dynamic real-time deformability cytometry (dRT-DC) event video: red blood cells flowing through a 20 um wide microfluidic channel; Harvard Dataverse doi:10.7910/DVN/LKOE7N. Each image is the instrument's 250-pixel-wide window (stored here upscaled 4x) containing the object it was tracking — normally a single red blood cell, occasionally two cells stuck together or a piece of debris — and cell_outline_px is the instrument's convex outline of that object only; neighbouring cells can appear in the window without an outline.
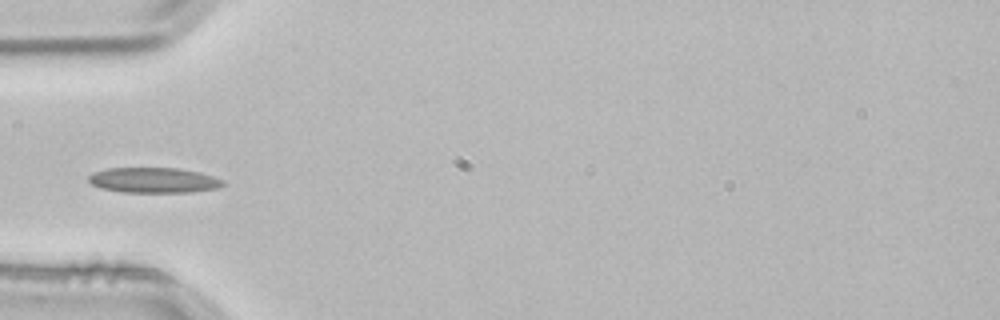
{"species": "common noctule bat (a hibernating species)", "species_latin": "Nyctalus noctula", "temperature_condition": "room temperature", "stored_images_in_passage": 2, "camera_frame_rate_fps": 3000, "um_per_image_px": 0.085, "animal": {"sex": "male", "body_mass_g": 21.5, "forearm_length_mm": 52.0}, "frame": {"image": 1, "passage_image": 2, "time_ms": 0.333, "image_size_px": [1000, 320], "cell_outline_px": [[228, 184], [216, 188], [192, 192], [124, 192], [100, 188], [92, 184], [88, 180], [88, 176], [92, 172], [104, 168], [180, 168], [200, 172], [224, 180]], "centroid_in_image_um": [13.07, 15.31], "position_along_channel_um": 71.9, "area_um2": 20.0}}